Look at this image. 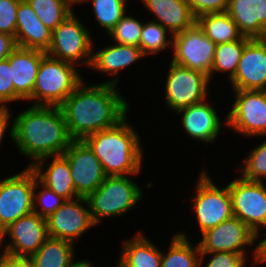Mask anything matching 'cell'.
Wrapping results in <instances>:
<instances>
[{
  "instance_id": "1",
  "label": "cell",
  "mask_w": 266,
  "mask_h": 267,
  "mask_svg": "<svg viewBox=\"0 0 266 267\" xmlns=\"http://www.w3.org/2000/svg\"><path fill=\"white\" fill-rule=\"evenodd\" d=\"M86 80L59 106L73 140H83L88 135L117 125L127 115L131 116V104L117 85L86 84Z\"/></svg>"
},
{
  "instance_id": "2",
  "label": "cell",
  "mask_w": 266,
  "mask_h": 267,
  "mask_svg": "<svg viewBox=\"0 0 266 267\" xmlns=\"http://www.w3.org/2000/svg\"><path fill=\"white\" fill-rule=\"evenodd\" d=\"M25 107L27 108L13 115V145L22 157L29 159L27 167L41 158L62 155L73 139L69 135L61 108L35 105Z\"/></svg>"
},
{
  "instance_id": "3",
  "label": "cell",
  "mask_w": 266,
  "mask_h": 267,
  "mask_svg": "<svg viewBox=\"0 0 266 267\" xmlns=\"http://www.w3.org/2000/svg\"><path fill=\"white\" fill-rule=\"evenodd\" d=\"M128 117L83 139L101 162L107 176L139 175L144 171L142 165L146 153L142 136Z\"/></svg>"
},
{
  "instance_id": "4",
  "label": "cell",
  "mask_w": 266,
  "mask_h": 267,
  "mask_svg": "<svg viewBox=\"0 0 266 267\" xmlns=\"http://www.w3.org/2000/svg\"><path fill=\"white\" fill-rule=\"evenodd\" d=\"M137 176H107L98 189L86 198L92 220L97 226L104 219L126 216L144 200L143 185L134 179Z\"/></svg>"
},
{
  "instance_id": "5",
  "label": "cell",
  "mask_w": 266,
  "mask_h": 267,
  "mask_svg": "<svg viewBox=\"0 0 266 267\" xmlns=\"http://www.w3.org/2000/svg\"><path fill=\"white\" fill-rule=\"evenodd\" d=\"M83 73L75 65L46 54L40 62L27 105L59 107L85 79Z\"/></svg>"
},
{
  "instance_id": "6",
  "label": "cell",
  "mask_w": 266,
  "mask_h": 267,
  "mask_svg": "<svg viewBox=\"0 0 266 267\" xmlns=\"http://www.w3.org/2000/svg\"><path fill=\"white\" fill-rule=\"evenodd\" d=\"M195 183L193 184V193L188 201L191 205V217L196 222L194 227H198V234L204 233L218 224L234 216L232 197L228 185L222 183L218 185L209 175L208 169L204 168L198 172ZM195 216V218H194Z\"/></svg>"
},
{
  "instance_id": "7",
  "label": "cell",
  "mask_w": 266,
  "mask_h": 267,
  "mask_svg": "<svg viewBox=\"0 0 266 267\" xmlns=\"http://www.w3.org/2000/svg\"><path fill=\"white\" fill-rule=\"evenodd\" d=\"M77 14L74 11L52 31L51 45L46 54L80 70L82 67L89 69L95 38L93 31Z\"/></svg>"
},
{
  "instance_id": "8",
  "label": "cell",
  "mask_w": 266,
  "mask_h": 267,
  "mask_svg": "<svg viewBox=\"0 0 266 267\" xmlns=\"http://www.w3.org/2000/svg\"><path fill=\"white\" fill-rule=\"evenodd\" d=\"M163 80V101L167 110L176 113L191 105L205 101L211 96L214 87L207 75L202 72L174 64L169 60ZM212 85V86H211ZM211 87V88H210Z\"/></svg>"
},
{
  "instance_id": "9",
  "label": "cell",
  "mask_w": 266,
  "mask_h": 267,
  "mask_svg": "<svg viewBox=\"0 0 266 267\" xmlns=\"http://www.w3.org/2000/svg\"><path fill=\"white\" fill-rule=\"evenodd\" d=\"M200 252H232L260 256V238L243 221L233 216L200 235Z\"/></svg>"
},
{
  "instance_id": "10",
  "label": "cell",
  "mask_w": 266,
  "mask_h": 267,
  "mask_svg": "<svg viewBox=\"0 0 266 267\" xmlns=\"http://www.w3.org/2000/svg\"><path fill=\"white\" fill-rule=\"evenodd\" d=\"M36 173L25 165L0 179V233L19 218L33 213Z\"/></svg>"
},
{
  "instance_id": "11",
  "label": "cell",
  "mask_w": 266,
  "mask_h": 267,
  "mask_svg": "<svg viewBox=\"0 0 266 267\" xmlns=\"http://www.w3.org/2000/svg\"><path fill=\"white\" fill-rule=\"evenodd\" d=\"M227 130L245 138L266 136V91L232 90ZM231 129V130H230Z\"/></svg>"
},
{
  "instance_id": "12",
  "label": "cell",
  "mask_w": 266,
  "mask_h": 267,
  "mask_svg": "<svg viewBox=\"0 0 266 267\" xmlns=\"http://www.w3.org/2000/svg\"><path fill=\"white\" fill-rule=\"evenodd\" d=\"M228 181L233 214L261 238L266 229V182L250 181L240 175Z\"/></svg>"
},
{
  "instance_id": "13",
  "label": "cell",
  "mask_w": 266,
  "mask_h": 267,
  "mask_svg": "<svg viewBox=\"0 0 266 267\" xmlns=\"http://www.w3.org/2000/svg\"><path fill=\"white\" fill-rule=\"evenodd\" d=\"M216 44L208 38L196 23L194 26L173 35L169 60L174 64L199 71L211 82V68Z\"/></svg>"
},
{
  "instance_id": "14",
  "label": "cell",
  "mask_w": 266,
  "mask_h": 267,
  "mask_svg": "<svg viewBox=\"0 0 266 267\" xmlns=\"http://www.w3.org/2000/svg\"><path fill=\"white\" fill-rule=\"evenodd\" d=\"M48 237L46 218L33 212L0 233V251L14 257L29 258Z\"/></svg>"
},
{
  "instance_id": "15",
  "label": "cell",
  "mask_w": 266,
  "mask_h": 267,
  "mask_svg": "<svg viewBox=\"0 0 266 267\" xmlns=\"http://www.w3.org/2000/svg\"><path fill=\"white\" fill-rule=\"evenodd\" d=\"M211 97L175 113L181 116L178 120L183 129L182 134L185 133V136L191 138L190 140L202 142L203 145L206 144L205 146L215 144L225 131L223 129L227 128V115L224 117V114L223 116L219 114V109Z\"/></svg>"
},
{
  "instance_id": "16",
  "label": "cell",
  "mask_w": 266,
  "mask_h": 267,
  "mask_svg": "<svg viewBox=\"0 0 266 267\" xmlns=\"http://www.w3.org/2000/svg\"><path fill=\"white\" fill-rule=\"evenodd\" d=\"M48 235L77 245L89 230L97 225L93 222L86 198L66 200L54 213L46 218Z\"/></svg>"
},
{
  "instance_id": "17",
  "label": "cell",
  "mask_w": 266,
  "mask_h": 267,
  "mask_svg": "<svg viewBox=\"0 0 266 267\" xmlns=\"http://www.w3.org/2000/svg\"><path fill=\"white\" fill-rule=\"evenodd\" d=\"M62 155L69 163L71 178L79 197L87 198L106 179L101 162L83 140H73Z\"/></svg>"
},
{
  "instance_id": "18",
  "label": "cell",
  "mask_w": 266,
  "mask_h": 267,
  "mask_svg": "<svg viewBox=\"0 0 266 267\" xmlns=\"http://www.w3.org/2000/svg\"><path fill=\"white\" fill-rule=\"evenodd\" d=\"M96 38L93 41L92 46V59L90 64V71L103 73L108 80L101 81L99 83L117 85L120 83V77L122 71H128L132 65H136L141 59H145V55L142 53L140 47L118 44L109 41L110 43L96 48ZM113 43V44H112ZM125 70V71H124ZM120 75V76H119Z\"/></svg>"
},
{
  "instance_id": "19",
  "label": "cell",
  "mask_w": 266,
  "mask_h": 267,
  "mask_svg": "<svg viewBox=\"0 0 266 267\" xmlns=\"http://www.w3.org/2000/svg\"><path fill=\"white\" fill-rule=\"evenodd\" d=\"M232 90L266 91V38L251 39L244 47Z\"/></svg>"
},
{
  "instance_id": "20",
  "label": "cell",
  "mask_w": 266,
  "mask_h": 267,
  "mask_svg": "<svg viewBox=\"0 0 266 267\" xmlns=\"http://www.w3.org/2000/svg\"><path fill=\"white\" fill-rule=\"evenodd\" d=\"M138 2L144 6L142 9L151 15L148 19L160 23L172 35L196 24L197 18L187 0H139Z\"/></svg>"
},
{
  "instance_id": "21",
  "label": "cell",
  "mask_w": 266,
  "mask_h": 267,
  "mask_svg": "<svg viewBox=\"0 0 266 267\" xmlns=\"http://www.w3.org/2000/svg\"><path fill=\"white\" fill-rule=\"evenodd\" d=\"M37 179L65 200L76 199L75 186L67 159L63 155L47 156L30 167Z\"/></svg>"
},
{
  "instance_id": "22",
  "label": "cell",
  "mask_w": 266,
  "mask_h": 267,
  "mask_svg": "<svg viewBox=\"0 0 266 267\" xmlns=\"http://www.w3.org/2000/svg\"><path fill=\"white\" fill-rule=\"evenodd\" d=\"M15 40L18 47L47 52L52 31L38 18L32 7L21 0L17 8Z\"/></svg>"
},
{
  "instance_id": "23",
  "label": "cell",
  "mask_w": 266,
  "mask_h": 267,
  "mask_svg": "<svg viewBox=\"0 0 266 267\" xmlns=\"http://www.w3.org/2000/svg\"><path fill=\"white\" fill-rule=\"evenodd\" d=\"M46 52L17 47L8 57L14 91L26 102L33 94L38 68Z\"/></svg>"
},
{
  "instance_id": "24",
  "label": "cell",
  "mask_w": 266,
  "mask_h": 267,
  "mask_svg": "<svg viewBox=\"0 0 266 267\" xmlns=\"http://www.w3.org/2000/svg\"><path fill=\"white\" fill-rule=\"evenodd\" d=\"M121 241V252L114 267H161V248L144 231L136 230Z\"/></svg>"
},
{
  "instance_id": "25",
  "label": "cell",
  "mask_w": 266,
  "mask_h": 267,
  "mask_svg": "<svg viewBox=\"0 0 266 267\" xmlns=\"http://www.w3.org/2000/svg\"><path fill=\"white\" fill-rule=\"evenodd\" d=\"M226 12L244 37L266 38V0H229Z\"/></svg>"
},
{
  "instance_id": "26",
  "label": "cell",
  "mask_w": 266,
  "mask_h": 267,
  "mask_svg": "<svg viewBox=\"0 0 266 267\" xmlns=\"http://www.w3.org/2000/svg\"><path fill=\"white\" fill-rule=\"evenodd\" d=\"M189 237L187 230L172 234L166 252L161 248V267H199L200 248L197 241Z\"/></svg>"
},
{
  "instance_id": "27",
  "label": "cell",
  "mask_w": 266,
  "mask_h": 267,
  "mask_svg": "<svg viewBox=\"0 0 266 267\" xmlns=\"http://www.w3.org/2000/svg\"><path fill=\"white\" fill-rule=\"evenodd\" d=\"M76 247L72 242L49 236L37 252L29 257L31 266L71 267L79 258Z\"/></svg>"
},
{
  "instance_id": "28",
  "label": "cell",
  "mask_w": 266,
  "mask_h": 267,
  "mask_svg": "<svg viewBox=\"0 0 266 267\" xmlns=\"http://www.w3.org/2000/svg\"><path fill=\"white\" fill-rule=\"evenodd\" d=\"M196 23L216 45L237 41L243 37L237 24L227 12L201 15Z\"/></svg>"
},
{
  "instance_id": "29",
  "label": "cell",
  "mask_w": 266,
  "mask_h": 267,
  "mask_svg": "<svg viewBox=\"0 0 266 267\" xmlns=\"http://www.w3.org/2000/svg\"><path fill=\"white\" fill-rule=\"evenodd\" d=\"M130 0H79L76 2L77 7L83 4L91 6V17L95 19L100 29L106 37L121 18L128 12ZM81 4V5H80Z\"/></svg>"
},
{
  "instance_id": "30",
  "label": "cell",
  "mask_w": 266,
  "mask_h": 267,
  "mask_svg": "<svg viewBox=\"0 0 266 267\" xmlns=\"http://www.w3.org/2000/svg\"><path fill=\"white\" fill-rule=\"evenodd\" d=\"M251 40L248 37H242L237 41L227 42L218 44L215 47L213 65L211 68V83H215L213 81L214 75H218L219 73L226 74L225 82L231 81L238 67L239 60L241 58L243 49L245 45ZM213 76V77H212Z\"/></svg>"
},
{
  "instance_id": "31",
  "label": "cell",
  "mask_w": 266,
  "mask_h": 267,
  "mask_svg": "<svg viewBox=\"0 0 266 267\" xmlns=\"http://www.w3.org/2000/svg\"><path fill=\"white\" fill-rule=\"evenodd\" d=\"M172 38L173 35L160 23L144 18L139 47L147 60L149 56L157 55L158 58L161 52L166 54L168 49L172 50Z\"/></svg>"
},
{
  "instance_id": "32",
  "label": "cell",
  "mask_w": 266,
  "mask_h": 267,
  "mask_svg": "<svg viewBox=\"0 0 266 267\" xmlns=\"http://www.w3.org/2000/svg\"><path fill=\"white\" fill-rule=\"evenodd\" d=\"M34 10L41 22L53 31L75 11L73 0H25Z\"/></svg>"
},
{
  "instance_id": "33",
  "label": "cell",
  "mask_w": 266,
  "mask_h": 267,
  "mask_svg": "<svg viewBox=\"0 0 266 267\" xmlns=\"http://www.w3.org/2000/svg\"><path fill=\"white\" fill-rule=\"evenodd\" d=\"M262 139L266 136H257L256 139ZM257 143L254 148L249 149L241 159L239 166H236V171L239 175L246 180L266 182V139Z\"/></svg>"
},
{
  "instance_id": "34",
  "label": "cell",
  "mask_w": 266,
  "mask_h": 267,
  "mask_svg": "<svg viewBox=\"0 0 266 267\" xmlns=\"http://www.w3.org/2000/svg\"><path fill=\"white\" fill-rule=\"evenodd\" d=\"M135 14L137 13L132 15L130 11L127 12L106 36L109 38L108 41L139 47L144 21L140 17H135Z\"/></svg>"
},
{
  "instance_id": "35",
  "label": "cell",
  "mask_w": 266,
  "mask_h": 267,
  "mask_svg": "<svg viewBox=\"0 0 266 267\" xmlns=\"http://www.w3.org/2000/svg\"><path fill=\"white\" fill-rule=\"evenodd\" d=\"M259 261L260 256L232 252H201L199 267H257Z\"/></svg>"
},
{
  "instance_id": "36",
  "label": "cell",
  "mask_w": 266,
  "mask_h": 267,
  "mask_svg": "<svg viewBox=\"0 0 266 267\" xmlns=\"http://www.w3.org/2000/svg\"><path fill=\"white\" fill-rule=\"evenodd\" d=\"M66 200L43 185L36 176L33 199V212L43 218L54 213Z\"/></svg>"
},
{
  "instance_id": "37",
  "label": "cell",
  "mask_w": 266,
  "mask_h": 267,
  "mask_svg": "<svg viewBox=\"0 0 266 267\" xmlns=\"http://www.w3.org/2000/svg\"><path fill=\"white\" fill-rule=\"evenodd\" d=\"M24 100L14 91L9 59L0 61V107H11L14 102ZM11 104V105H10Z\"/></svg>"
},
{
  "instance_id": "38",
  "label": "cell",
  "mask_w": 266,
  "mask_h": 267,
  "mask_svg": "<svg viewBox=\"0 0 266 267\" xmlns=\"http://www.w3.org/2000/svg\"><path fill=\"white\" fill-rule=\"evenodd\" d=\"M21 0H0V32L16 33L17 8Z\"/></svg>"
},
{
  "instance_id": "39",
  "label": "cell",
  "mask_w": 266,
  "mask_h": 267,
  "mask_svg": "<svg viewBox=\"0 0 266 267\" xmlns=\"http://www.w3.org/2000/svg\"><path fill=\"white\" fill-rule=\"evenodd\" d=\"M194 16L226 12L229 0H187Z\"/></svg>"
},
{
  "instance_id": "40",
  "label": "cell",
  "mask_w": 266,
  "mask_h": 267,
  "mask_svg": "<svg viewBox=\"0 0 266 267\" xmlns=\"http://www.w3.org/2000/svg\"><path fill=\"white\" fill-rule=\"evenodd\" d=\"M13 115L11 107H0V148L8 136L13 143ZM8 135L6 136V134Z\"/></svg>"
},
{
  "instance_id": "41",
  "label": "cell",
  "mask_w": 266,
  "mask_h": 267,
  "mask_svg": "<svg viewBox=\"0 0 266 267\" xmlns=\"http://www.w3.org/2000/svg\"><path fill=\"white\" fill-rule=\"evenodd\" d=\"M17 47L13 35L0 32V61L6 60Z\"/></svg>"
},
{
  "instance_id": "42",
  "label": "cell",
  "mask_w": 266,
  "mask_h": 267,
  "mask_svg": "<svg viewBox=\"0 0 266 267\" xmlns=\"http://www.w3.org/2000/svg\"><path fill=\"white\" fill-rule=\"evenodd\" d=\"M0 267H32L29 258L14 257L0 251Z\"/></svg>"
},
{
  "instance_id": "43",
  "label": "cell",
  "mask_w": 266,
  "mask_h": 267,
  "mask_svg": "<svg viewBox=\"0 0 266 267\" xmlns=\"http://www.w3.org/2000/svg\"><path fill=\"white\" fill-rule=\"evenodd\" d=\"M91 259H80L77 260L71 267H100V266H94L93 261H90Z\"/></svg>"
}]
</instances>
